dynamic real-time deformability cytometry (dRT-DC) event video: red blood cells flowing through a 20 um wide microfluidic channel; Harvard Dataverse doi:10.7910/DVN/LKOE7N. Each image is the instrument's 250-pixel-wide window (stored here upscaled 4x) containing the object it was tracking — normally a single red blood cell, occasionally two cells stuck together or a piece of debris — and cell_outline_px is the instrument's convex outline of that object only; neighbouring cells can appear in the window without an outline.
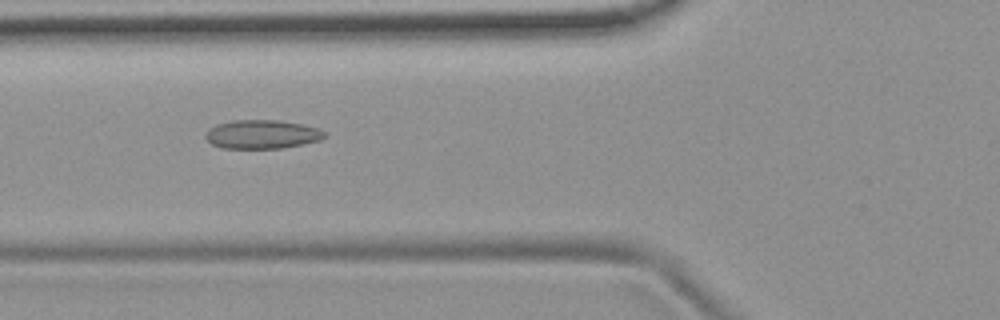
{"species": "common noctule bat (a hibernating species)", "species_latin": "Nyctalus noctula", "temperature_condition": "room temperature", "stored_images_in_passage": 46, "camera_frame_rate_fps": 3000, "um_per_image_px": 0.085, "animal": {"sex": "female", "body_mass_g": 19.9}, "frame": {"image": 1, "passage_image": 12, "time_ms": 3.667, "image_size_px": [1000, 320], "cell_outline_px": [[328, 136], [320, 140], [304, 144], [280, 148], [220, 148], [212, 144], [204, 136], [208, 128], [216, 124], [232, 120], [276, 120], [300, 124], [316, 128], [324, 132]], "centroid_in_image_um": [22.24, 11.42], "position_along_channel_um": 103.6, "area_um2": 19.94}}
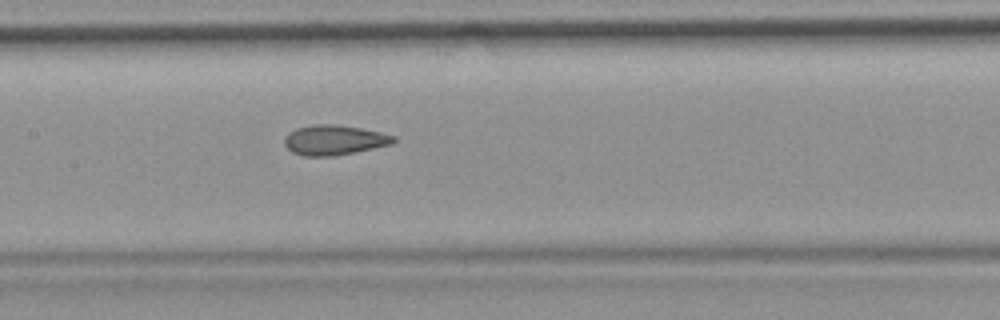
{"frame": {"image": 2, "passage_image": 18, "time_ms": 5.667, "image_size_px": [1000, 320], "cell_outline_px": [[396, 140], [392, 144], [332, 156], [304, 156], [292, 152], [284, 144], [284, 140], [288, 132], [296, 128], [312, 124], [332, 124], [360, 128], [380, 132], [396, 136]], "centroid_in_image_um": [28.38, 11.89], "position_along_channel_um": 179.0, "area_um2": 18.9}}
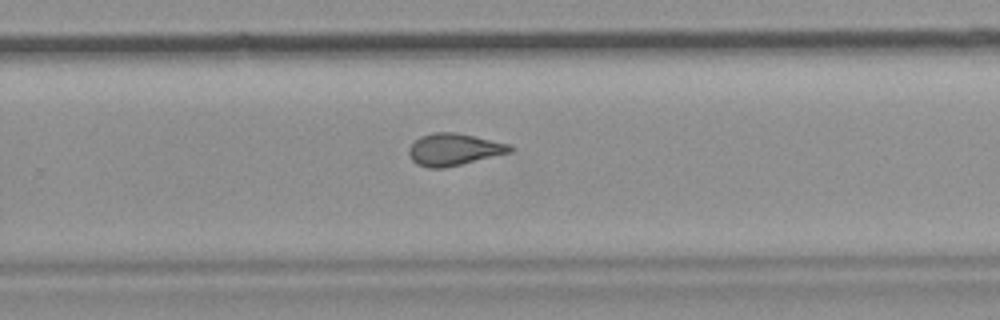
{"frame": {"image": 3, "passage_image": 27, "time_ms": 8.667, "image_size_px": [1000, 320], "cell_outline_px": [[512, 152], [444, 168], [428, 168], [416, 164], [412, 160], [408, 152], [408, 148], [420, 136], [432, 132], [456, 132], [512, 144]], "centroid_in_image_um": [38.58, 12.7], "position_along_channel_um": 291.2, "area_um2": 18.96}, "authors_computed_cell_mechanics": {"area_um2": 18.9584, "velocity_mm_per_s": 3.7586, "shape_relaxation_time_tau1_ms": null, "shape_relaxation_time_tau2_ms": 1.5305, "deformation_change_tau1": null, "deformation_change_tau2": 0.0838}}